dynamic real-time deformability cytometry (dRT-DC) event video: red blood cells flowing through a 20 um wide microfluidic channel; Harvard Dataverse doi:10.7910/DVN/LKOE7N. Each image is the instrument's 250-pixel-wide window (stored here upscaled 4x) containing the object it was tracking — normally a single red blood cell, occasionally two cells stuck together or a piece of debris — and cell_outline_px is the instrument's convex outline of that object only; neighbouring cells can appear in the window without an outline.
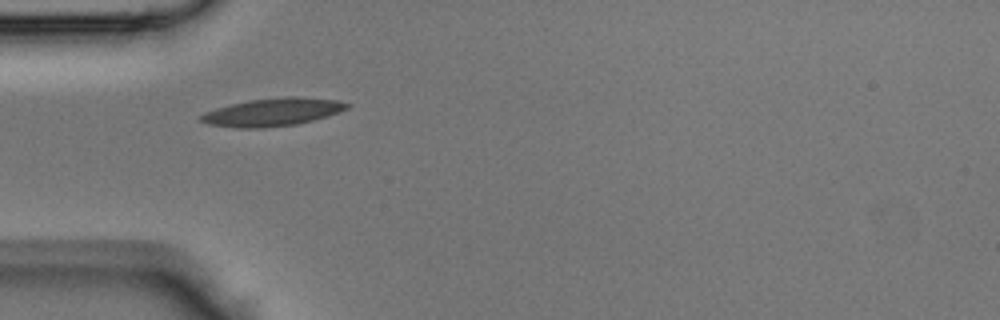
{"species": "Egyptian fruit bat (a non-hibernating species)", "species_latin": "Rousettus aegyptiacus", "temperature_condition": "room temperature", "stored_images_in_passage": 32, "camera_frame_rate_fps": 3000, "um_per_image_px": 0.085, "animal": {"sex": "male"}, "frame": {"image": 1, "passage_image": 1, "time_ms": 0.0, "image_size_px": [1000, 320], "cell_outline_px": [[352, 104], [348, 108], [312, 120], [296, 124], [264, 128], [236, 128], [208, 124], [200, 120], [200, 116], [204, 112], [216, 108], [248, 100], [284, 96], [296, 96], [336, 100]], "centroid_in_image_um": [23.14, 9.52], "position_along_channel_um": 61.9, "area_um2": 23.58}}
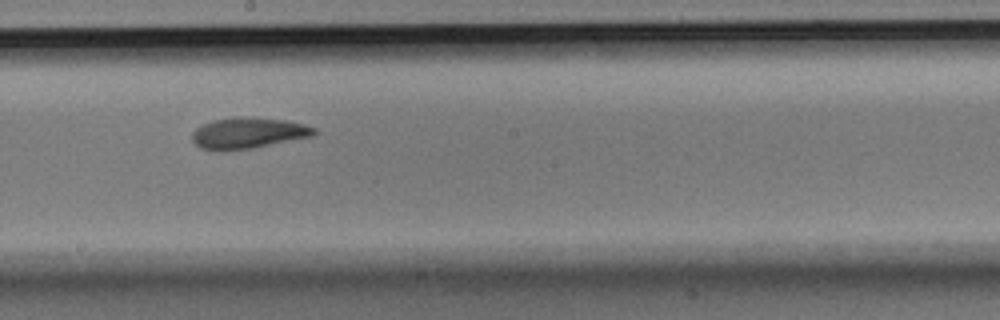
{"frame": {"image": 2, "passage_image": 12, "time_ms": 3.667, "image_size_px": [1000, 320], "cell_outline_px": [[316, 132], [312, 136], [252, 148], [200, 148], [192, 140], [192, 132], [196, 128], [212, 120], [236, 116], [244, 116], [288, 120], [304, 124], [316, 128]], "centroid_in_image_um": [21.13, 11.26], "position_along_channel_um": 227.1, "area_um2": 21.56}}
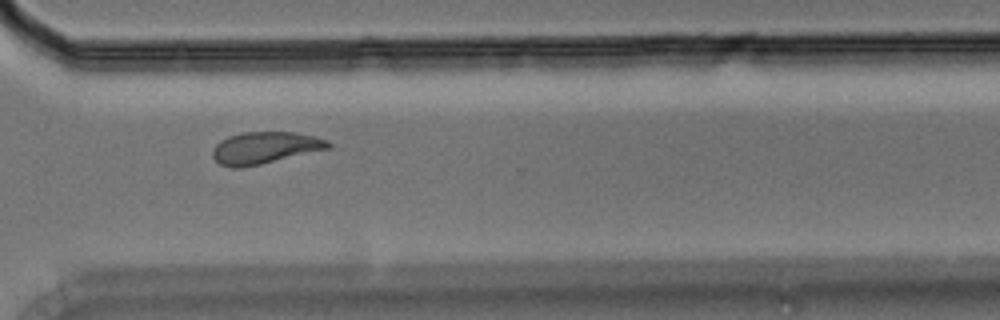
{"frame": {"image": 3, "passage_image": 20, "time_ms": 6.333, "image_size_px": [1000, 320], "cell_outline_px": [[332, 148], [260, 164], [240, 168], [232, 168], [220, 164], [212, 156], [212, 152], [216, 144], [220, 140], [228, 136], [244, 132], [296, 132], [328, 140], [332, 144]], "centroid_in_image_um": [22.53, 12.56], "position_along_channel_um": 348.1, "area_um2": 21.5}}